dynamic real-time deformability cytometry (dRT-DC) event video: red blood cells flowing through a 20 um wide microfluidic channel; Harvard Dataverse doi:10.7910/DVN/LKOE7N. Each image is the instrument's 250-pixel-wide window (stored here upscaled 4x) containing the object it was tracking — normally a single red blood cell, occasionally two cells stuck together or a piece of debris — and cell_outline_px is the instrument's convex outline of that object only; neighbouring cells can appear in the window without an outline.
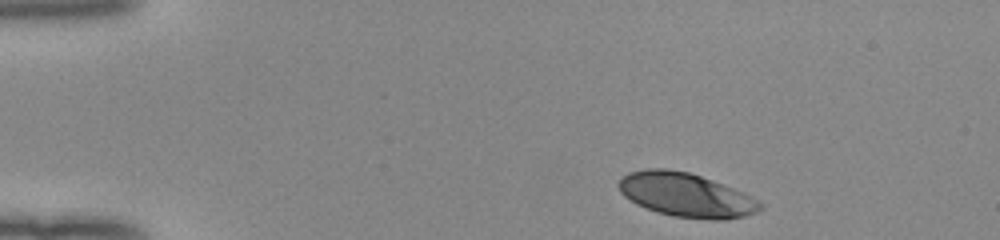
{"species": "human", "species_latin": "Homo sapiens", "temperature_condition": "room temperature", "stored_images_in_passage": 38, "camera_frame_rate_fps": 3000, "um_per_image_px": 0.085, "donor": {"sex": "female"}, "frame": {"image": 1, "passage_image": 1, "time_ms": 0.0, "image_size_px": [1000, 240], "cell_outline_px": [[764, 208], [756, 212], [744, 216], [724, 220], [712, 220], [672, 216], [656, 212], [644, 208], [636, 204], [624, 196], [620, 192], [616, 184], [620, 176], [628, 172], [644, 168], [664, 168], [688, 172], [700, 176], [732, 188], [752, 196], [764, 204]], "centroid_in_image_um": [58.26, 16.57], "position_along_channel_um": 26.7, "area_um2": 36.59}}
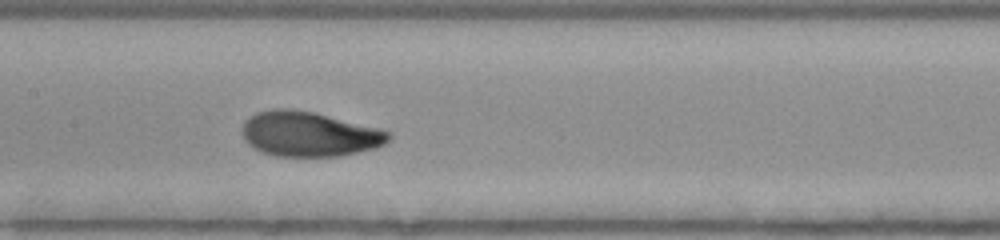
{"frame": {"image": 2, "passage_image": 19, "time_ms": 6.0, "image_size_px": [1000, 240], "cell_outline_px": [[392, 136], [384, 144], [376, 148], [340, 156], [276, 156], [264, 152], [248, 144], [244, 140], [244, 124], [256, 112], [272, 108], [292, 108], [312, 112], [380, 128], [388, 132]], "centroid_in_image_um": [26.31, 11.39], "position_along_channel_um": 181.1, "area_um2": 37.97}}
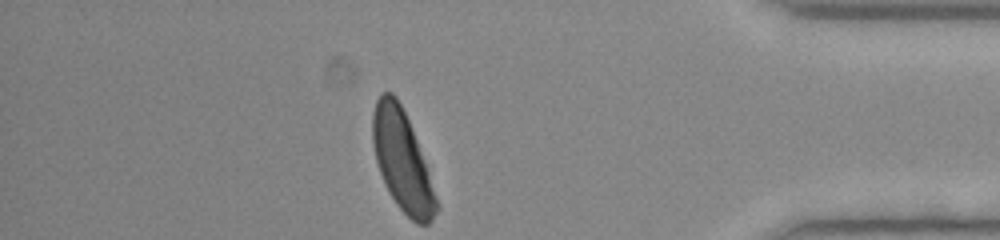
{"frame": {"image": 3, "passage_image": 38, "time_ms": 12.333, "image_size_px": [1000, 240], "cell_outline_px": [[440, 208], [432, 220], [428, 224], [416, 224], [396, 204], [388, 192], [384, 184], [376, 160], [372, 140], [372, 112], [376, 100], [380, 92], [392, 92], [396, 96], [408, 120], [416, 140], [440, 204]], "centroid_in_image_um": [34.18, 13.69], "position_along_channel_um": 401.0, "area_um2": 37.05}, "authors_computed_cell_mechanics": {"area_um2": 37.9168, "velocity_mm_per_s": 3.9757, "shape_relaxation_time_tau1_ms": 2.5789, "shape_relaxation_time_tau2_ms": null, "deformation_change_tau1": 0.1598, "deformation_change_tau2": null}}